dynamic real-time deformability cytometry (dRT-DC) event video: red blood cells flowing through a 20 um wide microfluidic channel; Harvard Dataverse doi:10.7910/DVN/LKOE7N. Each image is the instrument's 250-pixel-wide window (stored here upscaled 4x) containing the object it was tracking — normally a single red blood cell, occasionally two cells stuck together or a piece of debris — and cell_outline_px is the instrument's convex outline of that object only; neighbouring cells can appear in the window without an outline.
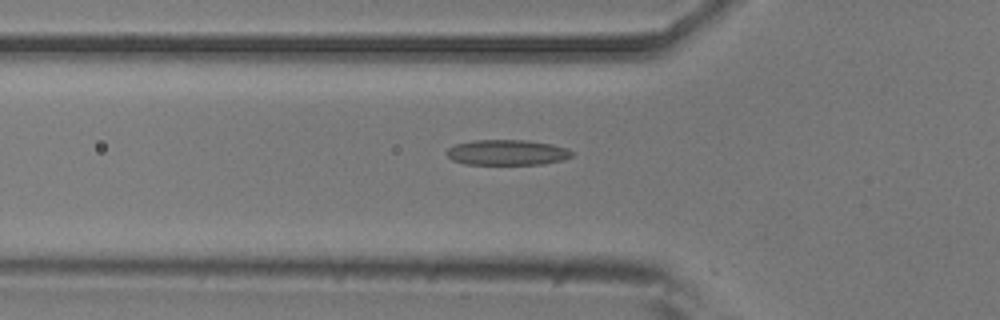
{"species": "common noctule bat (a hibernating species)", "species_latin": "Nyctalus noctula", "temperature_condition": "room temperature", "stored_images_in_passage": 45, "camera_frame_rate_fps": 3000, "um_per_image_px": 0.085, "animal": {"sex": "male", "body_mass_g": 20.5, "forearm_length_mm": 52.5}, "frame": {"image": 1, "passage_image": 17, "time_ms": 5.333, "image_size_px": [1000, 320], "cell_outline_px": [[572, 156], [564, 160], [544, 164], [464, 164], [452, 160], [444, 152], [448, 148], [456, 144], [472, 140], [524, 140], [552, 144], [568, 148], [572, 152]], "centroid_in_image_um": [43.1, 12.96], "position_along_channel_um": 82.7, "area_um2": 18.67}}
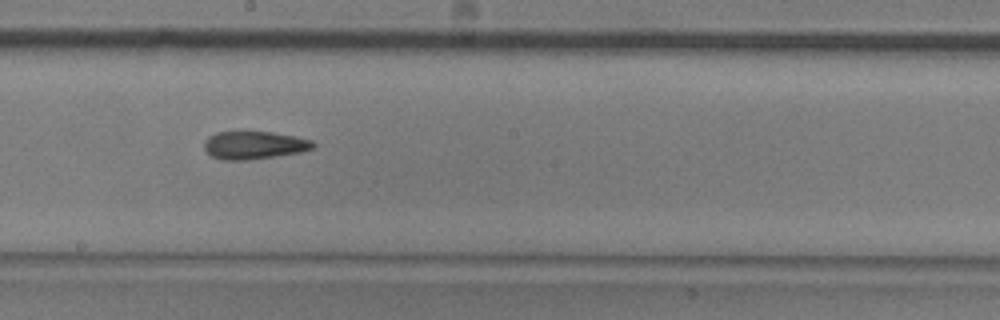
{"frame": {"image": 2, "passage_image": 28, "time_ms": 9.0, "image_size_px": [1000, 320], "cell_outline_px": [[316, 148], [300, 152], [248, 160], [224, 160], [212, 156], [204, 148], [204, 140], [208, 136], [216, 132], [272, 132], [296, 136], [312, 140], [316, 144]], "centroid_in_image_um": [21.62, 12.33], "position_along_channel_um": 226.6, "area_um2": 17.74}}
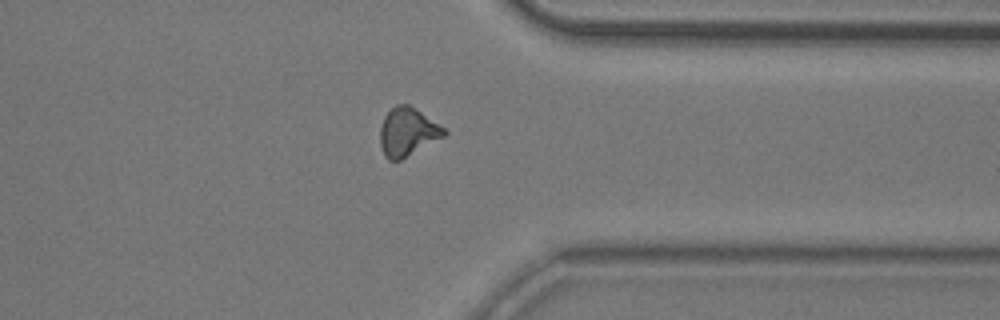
{"frame": {"image": 3, "passage_image": 40, "time_ms": 13.0, "image_size_px": [1000, 320], "cell_outline_px": [[448, 132], [444, 136], [400, 160], [388, 160], [384, 156], [380, 144], [380, 128], [384, 116], [396, 104], [408, 104], [444, 128]], "centroid_in_image_um": [34.61, 11.22], "position_along_channel_um": 376.8, "area_um2": 17.69}}